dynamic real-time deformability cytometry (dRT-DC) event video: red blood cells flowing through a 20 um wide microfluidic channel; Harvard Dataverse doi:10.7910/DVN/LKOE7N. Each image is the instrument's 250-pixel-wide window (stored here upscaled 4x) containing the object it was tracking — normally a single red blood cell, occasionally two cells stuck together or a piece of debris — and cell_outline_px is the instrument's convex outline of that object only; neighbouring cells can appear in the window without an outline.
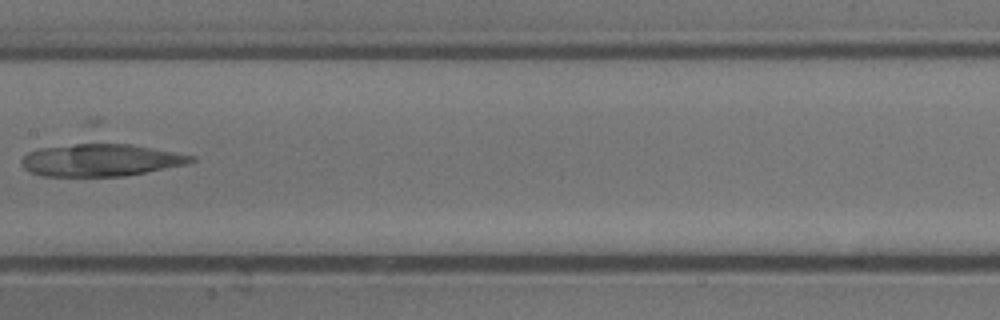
{"species": "common noctule bat (a hibernating species)", "species_latin": "Nyctalus noctula", "temperature_condition": "cold", "stored_images_in_passage": 6, "camera_frame_rate_fps": 3000, "um_per_image_px": 0.085, "animal": {"sex": "male", "body_mass_g": 13.3}, "frame": {"image": 1, "passage_image": 6, "time_ms": 1.667, "image_size_px": [1000, 320], "cell_outline_px": [[196, 160], [188, 164], [124, 176], [44, 176], [32, 172], [24, 168], [20, 160], [28, 152], [40, 148], [88, 140], [92, 140], [132, 144], [196, 156]], "centroid_in_image_um": [8.56, 13.56], "position_along_channel_um": 198.8, "area_um2": 32.95}}